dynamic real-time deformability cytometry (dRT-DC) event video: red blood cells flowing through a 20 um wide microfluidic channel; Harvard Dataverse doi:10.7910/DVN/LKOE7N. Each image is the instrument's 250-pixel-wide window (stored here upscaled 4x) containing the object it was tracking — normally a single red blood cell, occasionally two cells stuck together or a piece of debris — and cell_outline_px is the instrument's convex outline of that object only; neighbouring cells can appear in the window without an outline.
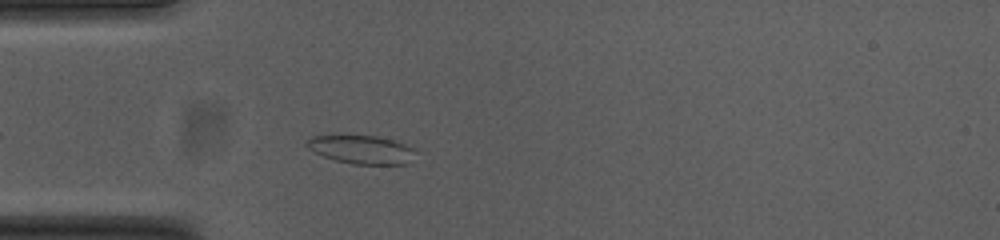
{"species": "common noctule bat (a hibernating species)", "species_latin": "Nyctalus noctula", "temperature_condition": "cold", "stored_images_in_passage": 31, "camera_frame_rate_fps": 3000, "um_per_image_px": 0.085, "animal": {"sex": "female", "body_mass_g": 23.0, "forearm_length_mm": 53.4}, "frame": {"image": 1, "passage_image": 3, "time_ms": 0.667, "image_size_px": [1000, 240], "cell_outline_px": [[416, 152], [412, 164], [352, 164], [336, 160], [324, 156], [308, 148], [304, 144], [312, 136], [376, 136], [392, 140], [404, 144], [412, 148]], "centroid_in_image_um": [30.78, 12.73], "position_along_channel_um": 54.2, "area_um2": 17.86}}
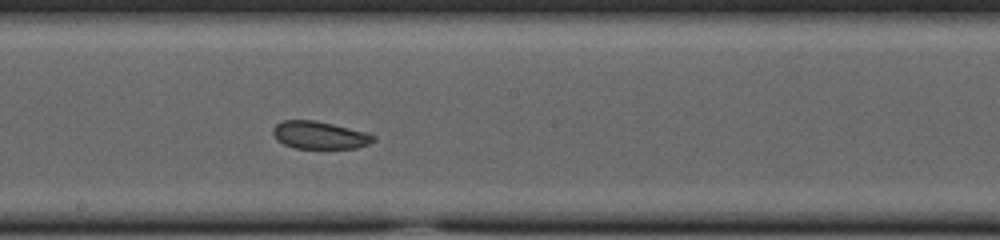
{"frame": {"image": 2, "passage_image": 17, "time_ms": 5.333, "image_size_px": [1000, 240], "cell_outline_px": [[376, 140], [368, 144], [356, 148], [296, 148], [284, 144], [276, 140], [272, 132], [272, 128], [276, 124], [284, 120], [316, 120], [368, 132], [376, 136]], "centroid_in_image_um": [27.18, 11.48], "position_along_channel_um": 221.0, "area_um2": 16.3}}
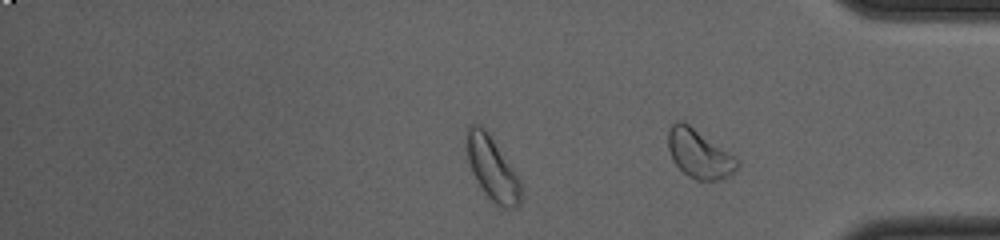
{"frame": {"image": 3, "passage_image": 30, "time_ms": 9.667, "image_size_px": [1000, 240], "cell_outline_px": [[520, 204], [516, 208], [504, 208], [496, 204], [484, 192], [476, 180], [472, 172], [468, 160], [468, 128], [472, 124], [480, 124], [488, 132], [520, 180]], "centroid_in_image_um": [41.85, 14.35], "position_along_channel_um": 393.3, "area_um2": 19.42}, "authors_computed_cell_mechanics": {"area_um2": 16.8776, "velocity_mm_per_s": 3.7035, "shape_relaxation_time_tau1_ms": null, "shape_relaxation_time_tau2_ms": 1.3921, "deformation_change_tau1": null, "deformation_change_tau2": 0.0663}}